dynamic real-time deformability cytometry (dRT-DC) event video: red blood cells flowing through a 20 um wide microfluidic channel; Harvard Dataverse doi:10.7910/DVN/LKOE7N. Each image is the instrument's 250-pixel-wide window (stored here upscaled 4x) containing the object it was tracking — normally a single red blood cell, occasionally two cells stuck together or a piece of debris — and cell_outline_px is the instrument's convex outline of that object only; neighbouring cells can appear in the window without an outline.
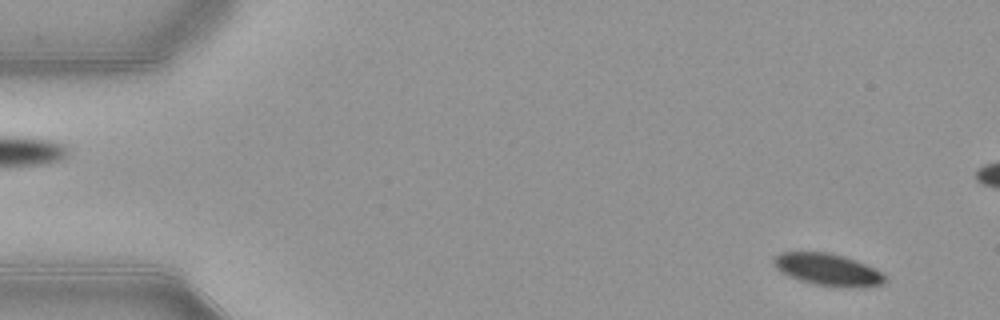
{"species": "common noctule bat (a hibernating species)", "species_latin": "Nyctalus noctula", "temperature_condition": "warm", "stored_images_in_passage": 54, "camera_frame_rate_fps": 3000, "um_per_image_px": 0.085, "animal": {"sex": "female", "body_mass_g": 21.9}, "frame": {"image": 1, "passage_image": 4, "time_ms": 1.0, "image_size_px": [1000, 320], "cell_outline_px": [[884, 284], [864, 288], [840, 288], [816, 284], [800, 280], [788, 276], [780, 272], [772, 264], [772, 260], [780, 252], [828, 252], [844, 256], [856, 260], [880, 272], [884, 276]], "centroid_in_image_um": [70.34, 22.93], "position_along_channel_um": 14.7, "area_um2": 20.92}}
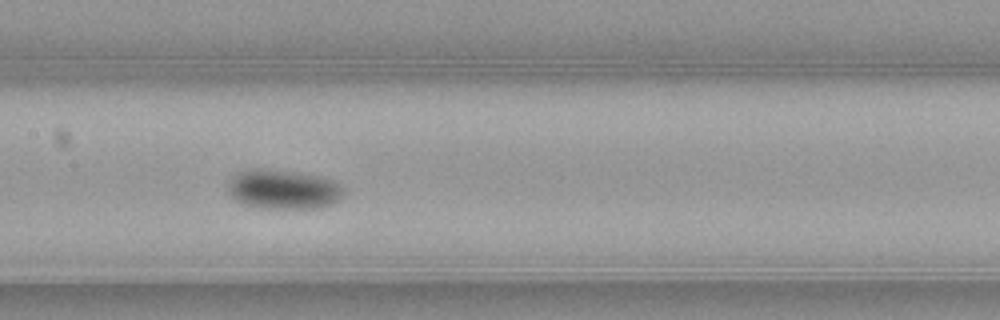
{"frame": {"image": 2, "passage_image": 26, "time_ms": 8.333, "image_size_px": [1000, 320], "cell_outline_px": [[344, 192], [340, 200], [332, 204], [320, 208], [260, 208], [244, 204], [232, 196], [228, 192], [228, 184], [240, 172], [252, 168], [256, 168], [292, 172], [316, 176], [332, 180]], "centroid_in_image_um": [24.08, 16.12], "position_along_channel_um": 183.3, "area_um2": 26.01}}
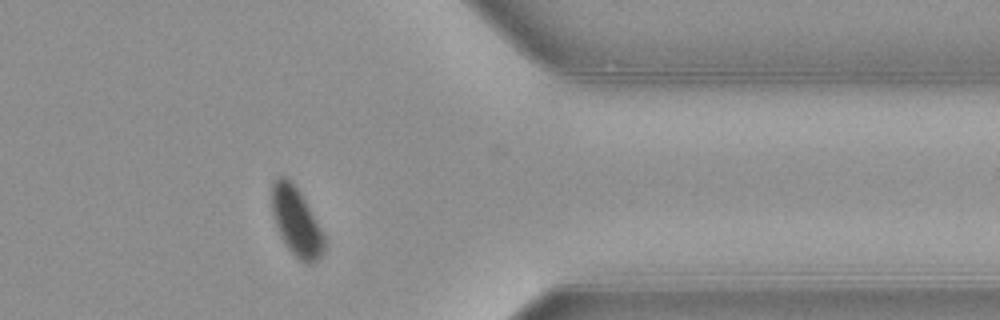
{"frame": {"image": 3, "passage_image": 43, "time_ms": 14.0, "image_size_px": [1000, 320], "cell_outline_px": [[328, 248], [316, 260], [308, 264], [304, 264], [288, 248], [280, 236], [272, 212], [272, 180], [276, 176], [284, 176], [292, 180], [300, 192], [320, 228], [324, 236]], "centroid_in_image_um": [25.19, 18.83], "position_along_channel_um": 386.2, "area_um2": 20.92}, "authors_computed_cell_mechanics": {"area_um2": 22.3686, "velocity_mm_per_s": 3.8662, "shape_relaxation_time_tau1_ms": 1.614, "shape_relaxation_time_tau2_ms": null, "deformation_change_tau1": 0.0761, "deformation_change_tau2": null}}